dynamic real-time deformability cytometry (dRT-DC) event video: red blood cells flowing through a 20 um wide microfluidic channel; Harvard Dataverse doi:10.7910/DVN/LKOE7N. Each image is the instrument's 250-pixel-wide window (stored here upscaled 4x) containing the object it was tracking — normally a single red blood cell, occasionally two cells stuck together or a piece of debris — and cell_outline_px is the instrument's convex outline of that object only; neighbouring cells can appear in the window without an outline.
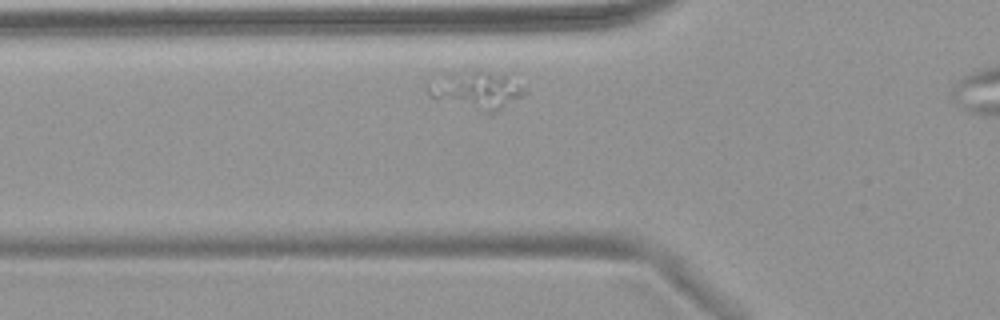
{"species": "common noctule bat (a hibernating species)", "species_latin": "Nyctalus noctula", "temperature_condition": "warm", "stored_images_in_passage": 42, "camera_frame_rate_fps": 3000, "um_per_image_px": 0.085, "animal": {"sex": "female", "body_mass_g": 18.4}, "frame": {"image": 1, "passage_image": 15, "time_ms": 4.667, "image_size_px": [1000, 320], "cell_outline_px": [[528, 92], [524, 96], [492, 112], [488, 112], [436, 100], [428, 96], [428, 80], [432, 76], [476, 68], [480, 68], [504, 76], [528, 88]], "centroid_in_image_um": [40.42, 7.6], "position_along_channel_um": 85.4, "area_um2": 21.68}}
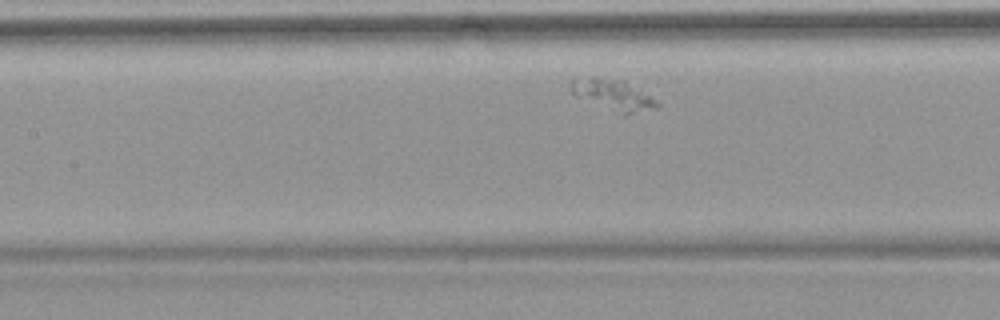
{"frame": {"image": 2, "passage_image": 21, "time_ms": 6.667, "image_size_px": [1000, 320], "cell_outline_px": [[660, 104], [656, 108], [624, 116], [576, 96], [568, 88], [572, 76], [596, 76], [624, 80], [656, 100]], "centroid_in_image_um": [52.04, 8.03], "position_along_channel_um": 155.4, "area_um2": 15.95}}
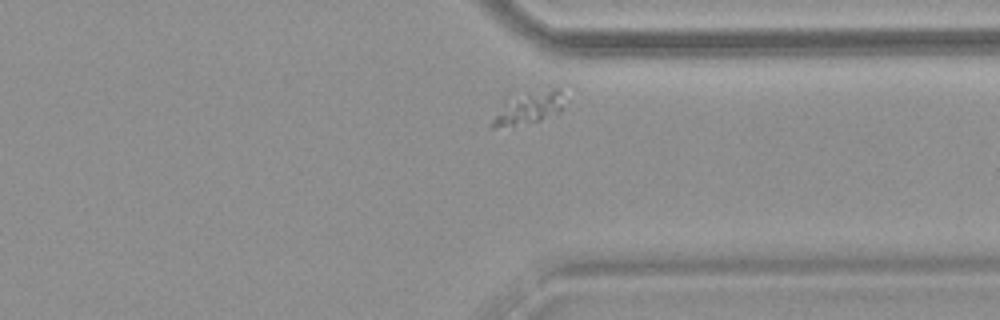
{"frame": {"image": 3, "passage_image": 39, "time_ms": 12.667, "image_size_px": [1000, 320], "cell_outline_px": [[576, 88], [564, 108], [560, 112], [540, 120], [492, 128], [488, 124], [496, 116], [516, 104], [556, 88], [572, 84]], "centroid_in_image_um": [45.51, 9.16], "position_along_channel_um": 365.9, "area_um2": 12.08}}